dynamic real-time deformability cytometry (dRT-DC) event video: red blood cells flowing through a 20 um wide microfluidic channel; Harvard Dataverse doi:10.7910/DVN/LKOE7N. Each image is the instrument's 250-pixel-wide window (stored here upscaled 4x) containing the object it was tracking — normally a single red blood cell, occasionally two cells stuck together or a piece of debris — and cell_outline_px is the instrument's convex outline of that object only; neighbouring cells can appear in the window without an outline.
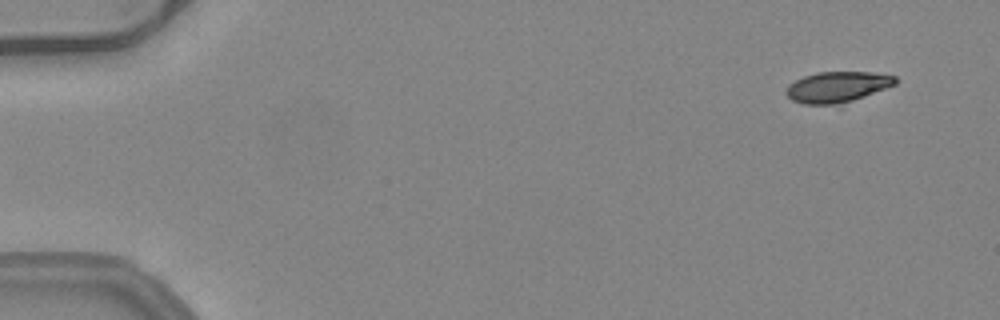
{"species": "common noctule bat (a hibernating species)", "species_latin": "Nyctalus noctula", "temperature_condition": "warm", "stored_images_in_passage": 49, "camera_frame_rate_fps": 3000, "um_per_image_px": 0.085, "animal": {"sex": "female", "body_mass_g": 24.6, "forearm_length_mm": 56.2}, "frame": {"image": 1, "passage_image": 1, "time_ms": 0.0, "image_size_px": [1000, 320], "cell_outline_px": [[896, 84], [852, 100], [836, 104], [804, 104], [792, 100], [784, 92], [788, 84], [804, 76], [816, 72], [872, 72], [896, 76]], "centroid_in_image_um": [71.13, 7.37], "position_along_channel_um": 13.9, "area_um2": 19.31}}
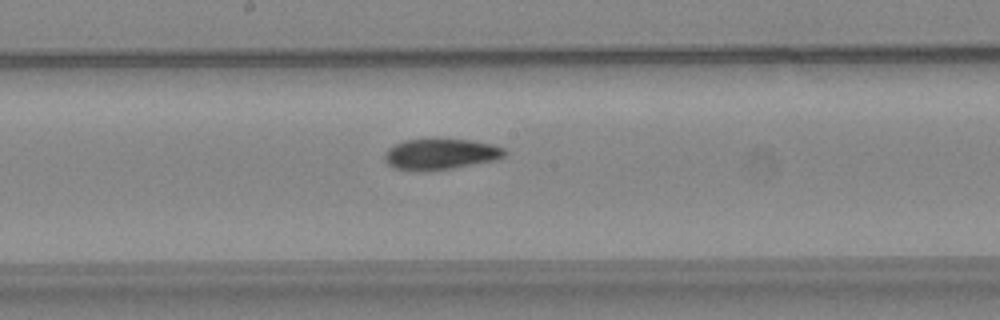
{"frame": {"image": 2, "passage_image": 26, "time_ms": 8.333, "image_size_px": [1000, 320], "cell_outline_px": [[504, 156], [496, 160], [452, 168], [420, 172], [392, 168], [384, 160], [384, 152], [388, 148], [404, 140], [468, 140], [488, 144], [504, 148]], "centroid_in_image_um": [37.37, 13.13], "position_along_channel_um": 210.8, "area_um2": 21.33}}
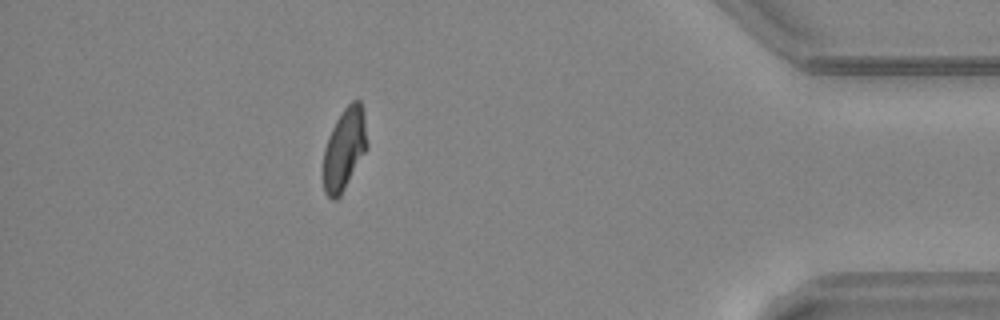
{"frame": {"image": 3, "passage_image": 44, "time_ms": 14.333, "image_size_px": [1000, 320], "cell_outline_px": [[368, 148], [340, 200], [332, 200], [324, 192], [324, 148], [328, 136], [336, 120], [344, 108], [352, 100], [360, 100], [364, 112], [368, 144]], "centroid_in_image_um": [29.3, 12.72], "position_along_channel_um": 405.9, "area_um2": 21.44}, "authors_computed_cell_mechanics": {"area_um2": 21.386, "velocity_mm_per_s": 4.0092, "shape_relaxation_time_tau1_ms": 8.0332, "shape_relaxation_time_tau2_ms": 2.8606, "deformation_change_tau1": 0.2197, "deformation_change_tau2": 0.0766}}